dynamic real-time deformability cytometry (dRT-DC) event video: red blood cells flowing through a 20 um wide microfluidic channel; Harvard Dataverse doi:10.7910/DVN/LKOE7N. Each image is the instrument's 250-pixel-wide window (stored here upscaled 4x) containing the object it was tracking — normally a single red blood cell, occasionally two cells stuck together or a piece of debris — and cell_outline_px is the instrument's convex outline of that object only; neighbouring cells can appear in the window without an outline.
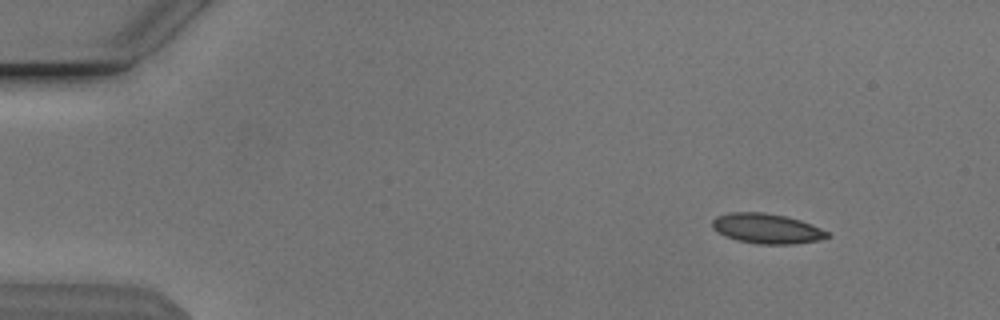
{"species": "Egyptian fruit bat (a non-hibernating species)", "species_latin": "Rousettus aegyptiacus", "temperature_condition": "cold", "stored_images_in_passage": 53, "camera_frame_rate_fps": 3000, "um_per_image_px": 0.085, "animal": {"sex": "male"}, "frame": {"image": 1, "passage_image": 6, "time_ms": 1.667, "image_size_px": [1000, 320], "cell_outline_px": [[832, 236], [816, 240], [796, 244], [756, 244], [736, 240], [724, 236], [716, 232], [712, 228], [712, 220], [716, 216], [732, 212], [764, 212], [784, 216], [800, 220], [820, 228], [828, 232]], "centroid_in_image_um": [65.13, 19.43], "position_along_channel_um": 19.9, "area_um2": 20.17}}
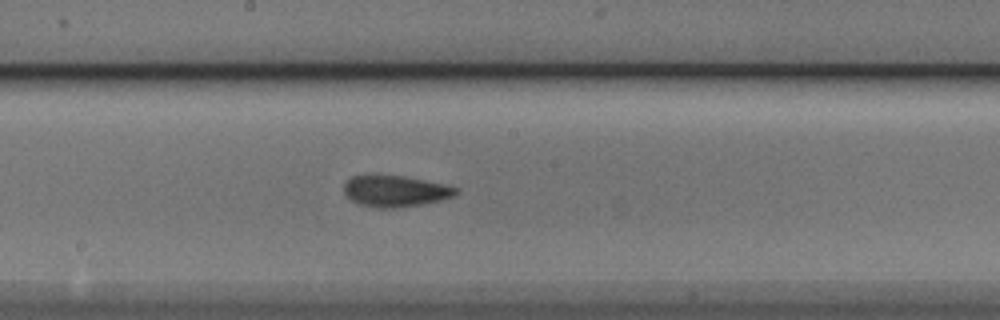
{"frame": {"image": 2, "passage_image": 29, "time_ms": 9.333, "image_size_px": [1000, 320], "cell_outline_px": [[460, 192], [452, 196], [440, 200], [400, 208], [376, 208], [360, 204], [352, 200], [344, 192], [344, 184], [352, 176], [368, 172], [404, 176], [444, 184], [460, 188]], "centroid_in_image_um": [33.57, 16.2], "position_along_channel_um": 214.6, "area_um2": 20.92}}
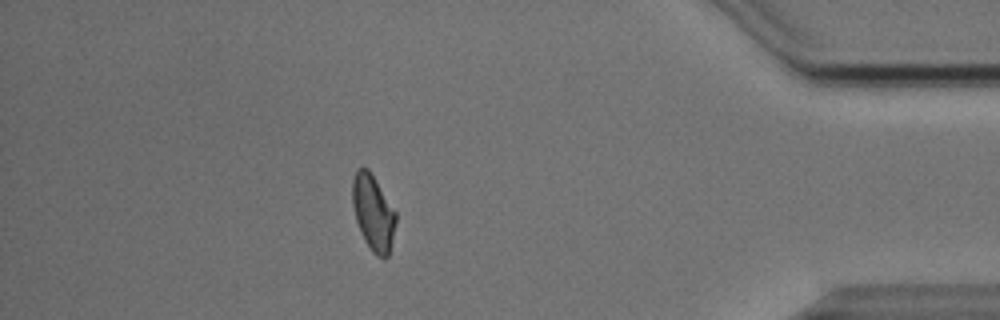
{"frame": {"image": 3, "passage_image": 47, "time_ms": 15.333, "image_size_px": [1000, 320], "cell_outline_px": [[396, 224], [388, 256], [384, 260], [376, 256], [372, 252], [364, 240], [356, 220], [352, 204], [352, 180], [356, 168], [368, 168], [396, 212]], "centroid_in_image_um": [31.71, 18.09], "position_along_channel_um": 403.5, "area_um2": 19.19}, "authors_computed_cell_mechanics": {"area_um2": 19.941, "velocity_mm_per_s": 3.8335, "shape_relaxation_time_tau1_ms": 3.2866, "shape_relaxation_time_tau2_ms": 2.1047, "deformation_change_tau1": 0.1362, "deformation_change_tau2": 0.0933}}